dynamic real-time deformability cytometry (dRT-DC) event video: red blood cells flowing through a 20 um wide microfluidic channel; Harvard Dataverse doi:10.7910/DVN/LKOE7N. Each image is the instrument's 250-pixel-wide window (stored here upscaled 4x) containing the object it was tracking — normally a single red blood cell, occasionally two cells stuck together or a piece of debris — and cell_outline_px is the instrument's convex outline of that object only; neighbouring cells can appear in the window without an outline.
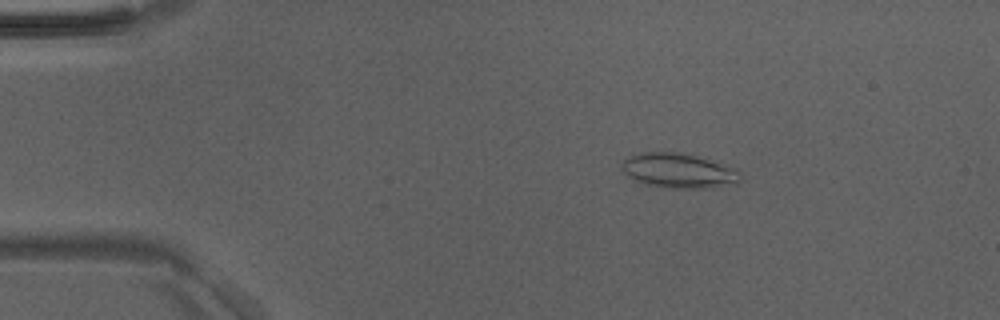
{"species": "Egyptian fruit bat (a non-hibernating species)", "species_latin": "Rousettus aegyptiacus", "temperature_condition": "room temperature", "stored_images_in_passage": 48, "camera_frame_rate_fps": 3000, "um_per_image_px": 0.085, "animal": {"sex": "male"}, "frame": {"image": 1, "passage_image": 8, "time_ms": 2.333, "image_size_px": [1000, 320], "cell_outline_px": [[740, 180], [736, 184], [712, 188], [664, 188], [644, 184], [632, 180], [620, 168], [620, 164], [624, 160], [636, 152], [684, 152], [712, 160], [736, 168], [740, 172]], "centroid_in_image_um": [57.67, 14.51], "position_along_channel_um": 27.3, "area_um2": 24.62}}
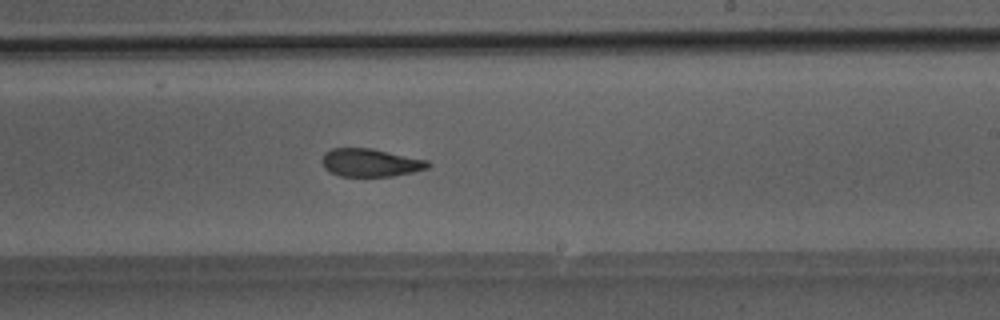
{"frame": {"image": 2, "passage_image": 29, "time_ms": 9.333, "image_size_px": [1000, 320], "cell_outline_px": [[432, 164], [428, 168], [412, 172], [392, 176], [340, 176], [328, 172], [324, 168], [320, 160], [324, 152], [332, 148], [372, 148], [428, 160]], "centroid_in_image_um": [31.45, 13.82], "position_along_channel_um": 257.5, "area_um2": 17.51}}
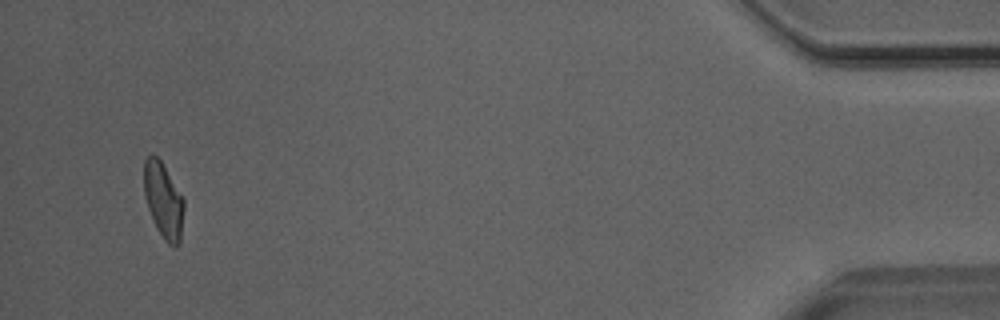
{"frame": {"image": 3, "passage_image": 46, "time_ms": 15.0, "image_size_px": [1000, 320], "cell_outline_px": [[184, 208], [180, 240], [176, 248], [168, 244], [164, 240], [156, 228], [148, 208], [144, 196], [144, 160], [148, 156], [156, 156], [160, 160], [184, 200]], "centroid_in_image_um": [13.88, 17.08], "position_along_channel_um": 421.3, "area_um2": 17.34}}